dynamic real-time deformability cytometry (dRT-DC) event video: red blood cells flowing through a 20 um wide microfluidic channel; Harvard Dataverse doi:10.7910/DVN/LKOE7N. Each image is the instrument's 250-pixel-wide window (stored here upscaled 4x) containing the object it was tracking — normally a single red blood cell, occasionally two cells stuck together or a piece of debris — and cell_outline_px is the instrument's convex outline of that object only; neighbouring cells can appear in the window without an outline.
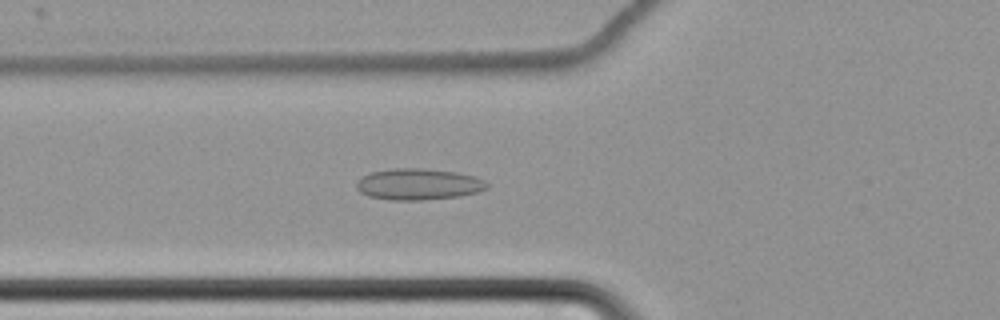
{"species": "common noctule bat (a hibernating species)", "species_latin": "Nyctalus noctula", "temperature_condition": "cold", "stored_images_in_passage": 53, "camera_frame_rate_fps": 3000, "um_per_image_px": 0.085, "animal": {"sex": "female", "body_mass_g": 22.7, "forearm_length_mm": 54.2}, "frame": {"image": 1, "passage_image": 16, "time_ms": 5.0, "image_size_px": [1000, 320], "cell_outline_px": [[488, 188], [480, 192], [460, 196], [420, 200], [388, 200], [368, 196], [360, 192], [356, 188], [356, 184], [364, 176], [372, 172], [392, 168], [424, 168], [456, 172], [476, 176], [484, 180], [488, 184]], "centroid_in_image_um": [35.6, 15.66], "position_along_channel_um": 90.2, "area_um2": 23.93}}
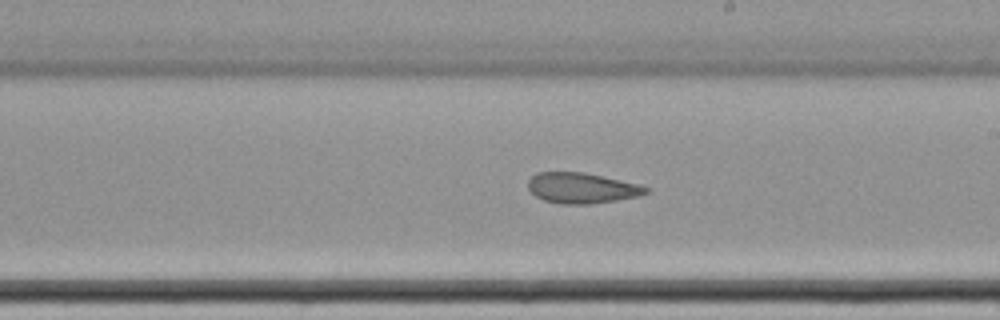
{"frame": {"image": 2, "passage_image": 29, "time_ms": 9.333, "image_size_px": [1000, 320], "cell_outline_px": [[652, 188], [648, 192], [640, 196], [592, 204], [560, 204], [544, 200], [536, 196], [528, 188], [528, 180], [536, 172], [584, 172], [620, 180]], "centroid_in_image_um": [49.45, 15.98], "position_along_channel_um": 239.6, "area_um2": 20.98}}
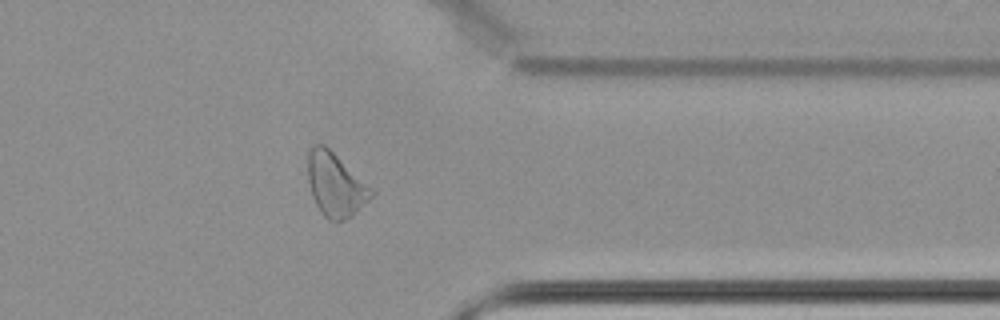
{"frame": {"image": 3, "passage_image": 42, "time_ms": 13.667, "image_size_px": [1000, 320], "cell_outline_px": [[376, 192], [352, 216], [344, 220], [328, 220], [320, 212], [312, 196], [308, 184], [308, 152], [316, 144], [324, 144], [372, 188]], "centroid_in_image_um": [28.5, 15.72], "position_along_channel_um": 382.9, "area_um2": 23.24}, "authors_computed_cell_mechanics": {"area_um2": 23.2934, "velocity_mm_per_s": 3.4544, "shape_relaxation_time_tau1_ms": null, "shape_relaxation_time_tau2_ms": 3.2398, "deformation_change_tau1": null, "deformation_change_tau2": 0.0798}}